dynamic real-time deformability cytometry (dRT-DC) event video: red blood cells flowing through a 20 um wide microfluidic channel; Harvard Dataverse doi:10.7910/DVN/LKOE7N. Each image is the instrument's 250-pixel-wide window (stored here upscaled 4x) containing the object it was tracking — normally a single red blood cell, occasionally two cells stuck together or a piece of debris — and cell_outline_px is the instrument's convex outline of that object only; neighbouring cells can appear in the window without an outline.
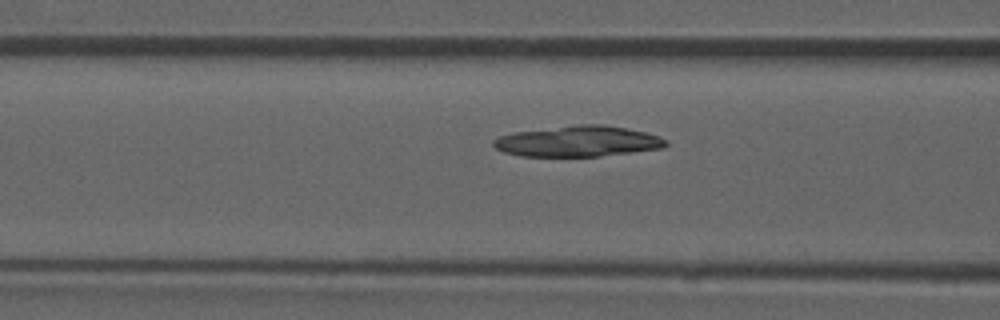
{"species": "common noctule bat (a hibernating species)", "species_latin": "Nyctalus noctula", "temperature_condition": "room temperature", "stored_images_in_passage": 42, "camera_frame_rate_fps": 3000, "um_per_image_px": 0.085, "animal": {"sex": "male", "forearm_length_mm": 52.5}, "frame": {"image": 1, "passage_image": 19, "time_ms": 6.0, "image_size_px": [1000, 320], "cell_outline_px": [[668, 144], [664, 148], [600, 156], [520, 156], [504, 152], [496, 148], [492, 144], [492, 140], [500, 136], [512, 132], [576, 124], [604, 124], [644, 132], [668, 140]], "centroid_in_image_um": [49.1, 12.01], "position_along_channel_um": 117.5, "area_um2": 30.92}}